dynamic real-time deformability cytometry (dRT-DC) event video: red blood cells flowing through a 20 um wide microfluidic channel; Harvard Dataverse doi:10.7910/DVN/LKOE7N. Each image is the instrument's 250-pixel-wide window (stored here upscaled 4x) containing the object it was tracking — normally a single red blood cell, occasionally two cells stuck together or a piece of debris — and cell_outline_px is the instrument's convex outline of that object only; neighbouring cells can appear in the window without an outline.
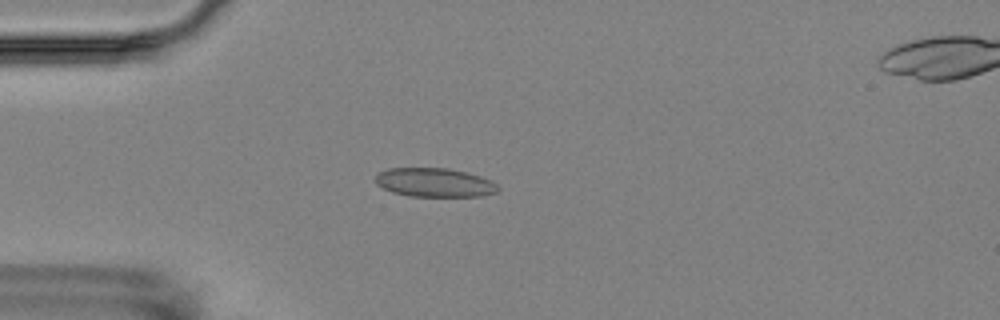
{"species": "Egyptian fruit bat (a non-hibernating species)", "species_latin": "Rousettus aegyptiacus", "temperature_condition": "room temperature", "stored_images_in_passage": 17, "camera_frame_rate_fps": 3000, "um_per_image_px": 0.085, "animal": {"sex": "female"}, "frame": {"image": 1, "passage_image": 4, "time_ms": 3.667, "image_size_px": [1000, 320], "cell_outline_px": [[500, 188], [496, 192], [484, 196], [408, 196], [392, 192], [376, 184], [376, 172], [388, 168], [448, 168], [468, 172], [492, 180]], "centroid_in_image_um": [36.94, 15.51], "position_along_channel_um": 48.1, "area_um2": 20.81}}
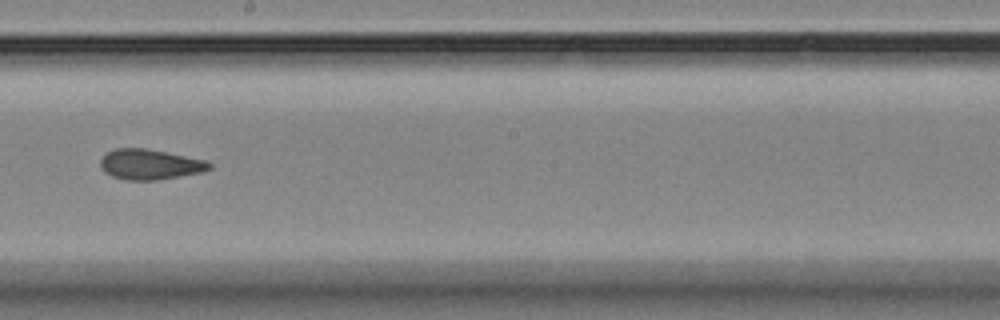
{"frame": {"image": 2, "passage_image": 9, "time_ms": 9.333, "image_size_px": [1000, 320], "cell_outline_px": [[212, 168], [204, 172], [156, 180], [128, 180], [112, 176], [104, 172], [100, 168], [100, 160], [108, 152], [116, 148], [144, 148], [204, 160], [212, 164]], "centroid_in_image_um": [12.73, 13.98], "position_along_channel_um": 235.5, "area_um2": 19.07}}
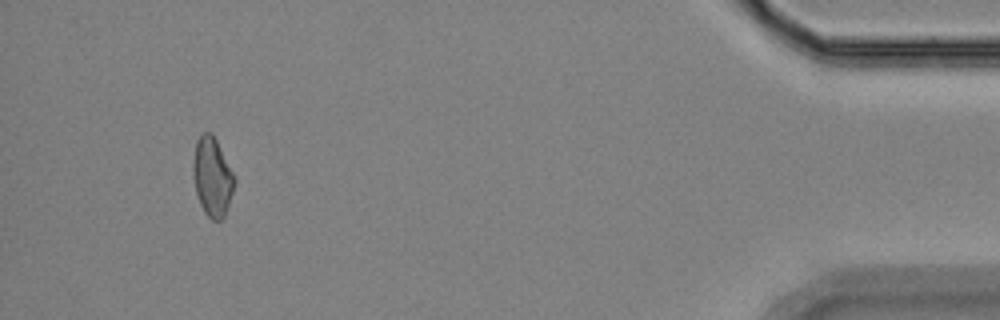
{"frame": {"image": 3, "passage_image": 15, "time_ms": 16.333, "image_size_px": [1000, 320], "cell_outline_px": [[236, 184], [224, 216], [220, 220], [212, 220], [204, 212], [200, 204], [196, 192], [192, 172], [192, 164], [196, 140], [204, 132], [212, 132], [236, 180]], "centroid_in_image_um": [18.03, 15.04], "position_along_channel_um": 417.2, "area_um2": 18.9}}